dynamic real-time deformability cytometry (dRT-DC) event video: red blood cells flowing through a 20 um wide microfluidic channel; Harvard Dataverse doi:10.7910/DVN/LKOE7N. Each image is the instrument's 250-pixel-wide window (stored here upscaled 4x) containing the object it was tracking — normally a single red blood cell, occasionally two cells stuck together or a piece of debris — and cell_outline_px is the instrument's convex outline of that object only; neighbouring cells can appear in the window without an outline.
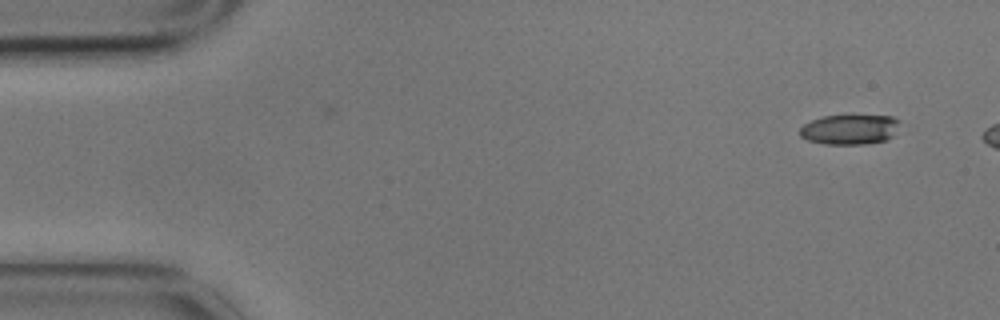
{"species": "common noctule bat (a hibernating species)", "species_latin": "Nyctalus noctula", "temperature_condition": "cold", "stored_images_in_passage": 3, "camera_frame_rate_fps": 3000, "um_per_image_px": 0.085, "animal": {"sex": "male", "body_mass_g": 17.9}, "frame": {"image": 1, "passage_image": 1, "time_ms": 0.0, "image_size_px": [1000, 320], "cell_outline_px": [[900, 120], [892, 136], [884, 140], [864, 144], [824, 144], [808, 140], [800, 136], [800, 128], [804, 124], [812, 120], [824, 116], [892, 116]], "centroid_in_image_um": [72.2, 11.01], "position_along_channel_um": 12.8, "area_um2": 17.17}}